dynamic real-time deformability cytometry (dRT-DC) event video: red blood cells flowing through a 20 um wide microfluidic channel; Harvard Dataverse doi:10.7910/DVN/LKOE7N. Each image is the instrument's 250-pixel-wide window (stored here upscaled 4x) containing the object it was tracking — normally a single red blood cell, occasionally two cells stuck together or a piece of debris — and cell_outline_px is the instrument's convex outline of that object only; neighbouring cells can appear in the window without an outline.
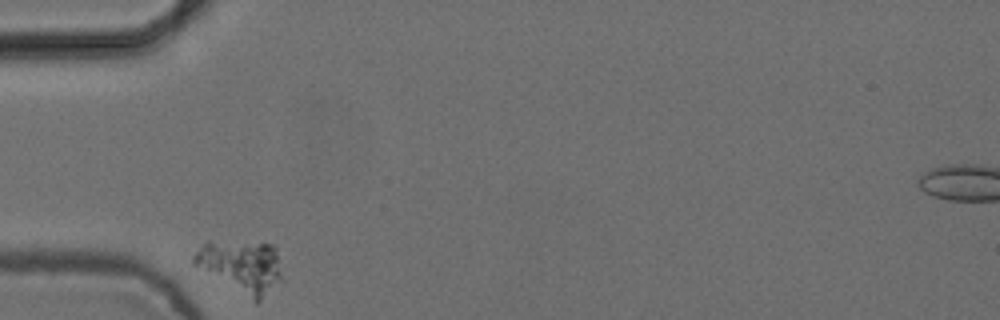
{"species": "common noctule bat (a hibernating species)", "species_latin": "Nyctalus noctula", "temperature_condition": "cold", "stored_images_in_passage": 2, "camera_frame_rate_fps": 3000, "um_per_image_px": 0.085, "animal": {"sex": "female", "body_mass_g": 24.6, "forearm_length_mm": 56.2}, "frame": {"image": 1, "passage_image": 1, "time_ms": 0.0, "image_size_px": [1000, 320], "cell_outline_px": [[280, 276], [260, 300], [256, 304], [192, 264], [192, 256], [208, 240], [276, 244], [280, 272]], "centroid_in_image_um": [20.44, 22.61], "position_along_channel_um": 64.6, "area_um2": 26.65}}
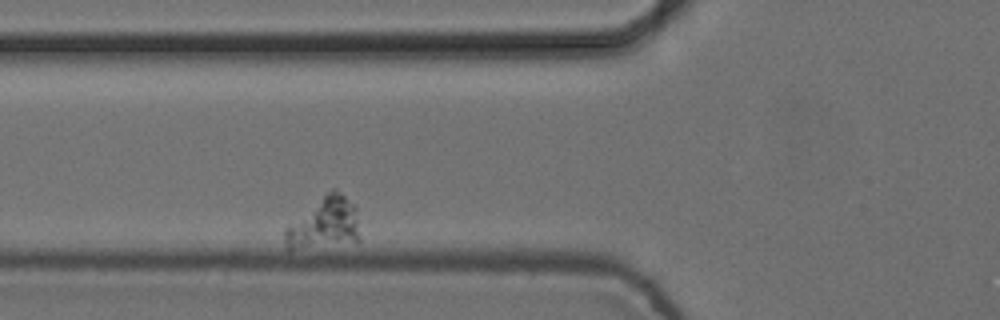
{"frame": {"image": 2, "passage_image": 2, "time_ms": 0.333, "image_size_px": [1000, 320], "cell_outline_px": [[360, 244], [288, 252], [284, 244], [284, 228], [332, 188], [336, 188], [356, 204], [360, 236]], "centroid_in_image_um": [27.59, 19.09], "position_along_channel_um": 98.2, "area_um2": 23.93}}